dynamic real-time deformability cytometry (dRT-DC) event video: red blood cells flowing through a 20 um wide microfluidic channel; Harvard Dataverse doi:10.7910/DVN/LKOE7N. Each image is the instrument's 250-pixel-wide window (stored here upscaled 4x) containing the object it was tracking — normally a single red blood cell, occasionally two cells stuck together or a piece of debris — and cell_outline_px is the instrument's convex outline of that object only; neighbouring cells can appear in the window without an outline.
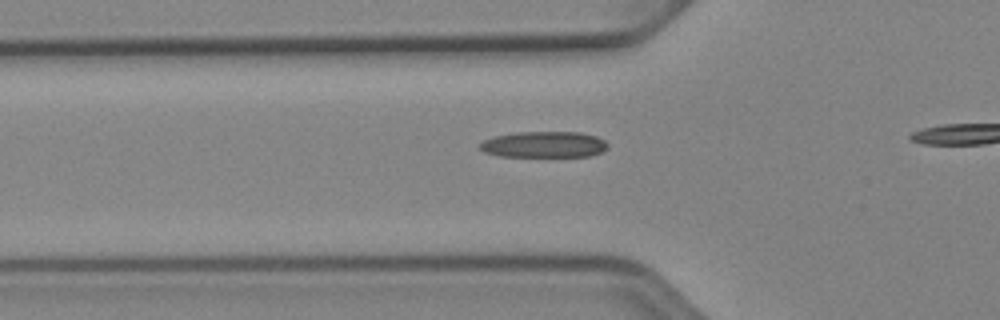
{"species": "Egyptian fruit bat (a non-hibernating species)", "species_latin": "Rousettus aegyptiacus", "temperature_condition": "cold", "stored_images_in_passage": 29, "camera_frame_rate_fps": 3000, "um_per_image_px": 0.085, "animal": {"sex": "female"}, "frame": {"image": 1, "passage_image": 11, "time_ms": 3.333, "image_size_px": [1000, 320], "cell_outline_px": [[608, 148], [592, 156], [500, 156], [484, 152], [480, 148], [480, 144], [484, 140], [492, 136], [516, 132], [580, 132], [596, 136], [604, 140], [608, 144]], "centroid_in_image_um": [46.24, 12.27], "position_along_channel_um": 79.6, "area_um2": 19.48}}
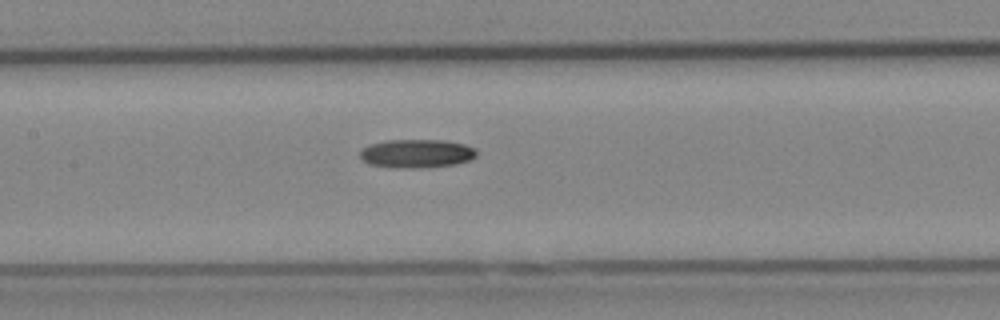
{"frame": {"image": 2, "passage_image": 18, "time_ms": 5.667, "image_size_px": [1000, 320], "cell_outline_px": [[476, 156], [468, 160], [456, 164], [368, 164], [360, 156], [360, 152], [364, 148], [372, 144], [388, 140], [444, 140], [464, 144], [476, 148]], "centroid_in_image_um": [35.48, 12.96], "position_along_channel_um": 171.9, "area_um2": 17.69}}
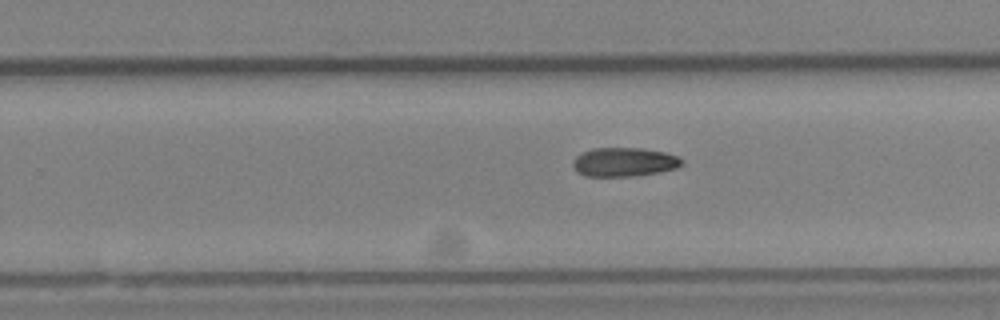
{"frame": {"image": 3, "passage_image": 26, "time_ms": 8.333, "image_size_px": [1000, 320], "cell_outline_px": [[684, 164], [676, 168], [660, 172], [632, 176], [584, 176], [576, 172], [572, 164], [572, 160], [576, 156], [592, 148], [640, 148], [664, 152], [680, 156], [684, 160]], "centroid_in_image_um": [53.07, 13.77], "position_along_channel_um": 276.7, "area_um2": 18.55}}